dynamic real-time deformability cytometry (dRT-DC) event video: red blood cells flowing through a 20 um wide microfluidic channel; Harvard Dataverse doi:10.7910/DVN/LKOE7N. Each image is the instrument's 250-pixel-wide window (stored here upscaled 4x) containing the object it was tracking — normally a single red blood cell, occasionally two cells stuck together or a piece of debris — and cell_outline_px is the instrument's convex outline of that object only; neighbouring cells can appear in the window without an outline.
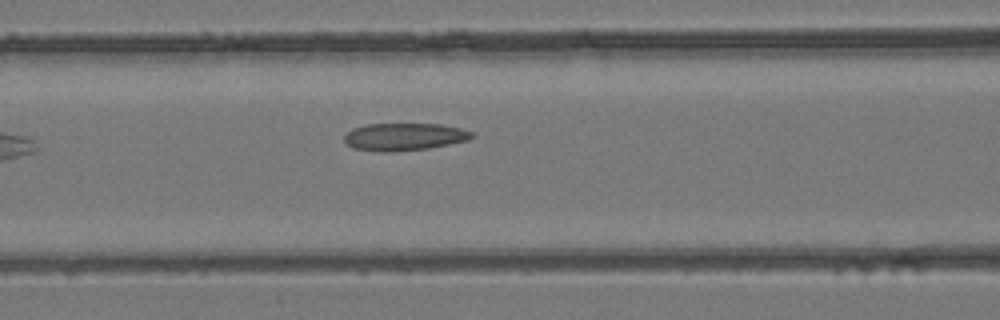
{"species": "common noctule bat (a hibernating species)", "species_latin": "Nyctalus noctula", "temperature_condition": "room temperature", "stored_images_in_passage": 4, "camera_frame_rate_fps": 3000, "um_per_image_px": 0.085, "animal": {"sex": "female", "body_mass_g": 24.6, "forearm_length_mm": 56.2}, "frame": {"image": 1, "passage_image": 4, "time_ms": 1.0, "image_size_px": [1000, 320], "cell_outline_px": [[476, 136], [468, 140], [428, 148], [388, 152], [380, 152], [352, 148], [344, 140], [344, 136], [352, 128], [364, 124], [440, 124], [460, 128], [472, 132]], "centroid_in_image_um": [34.34, 11.62], "position_along_channel_um": 132.3, "area_um2": 20.4}}